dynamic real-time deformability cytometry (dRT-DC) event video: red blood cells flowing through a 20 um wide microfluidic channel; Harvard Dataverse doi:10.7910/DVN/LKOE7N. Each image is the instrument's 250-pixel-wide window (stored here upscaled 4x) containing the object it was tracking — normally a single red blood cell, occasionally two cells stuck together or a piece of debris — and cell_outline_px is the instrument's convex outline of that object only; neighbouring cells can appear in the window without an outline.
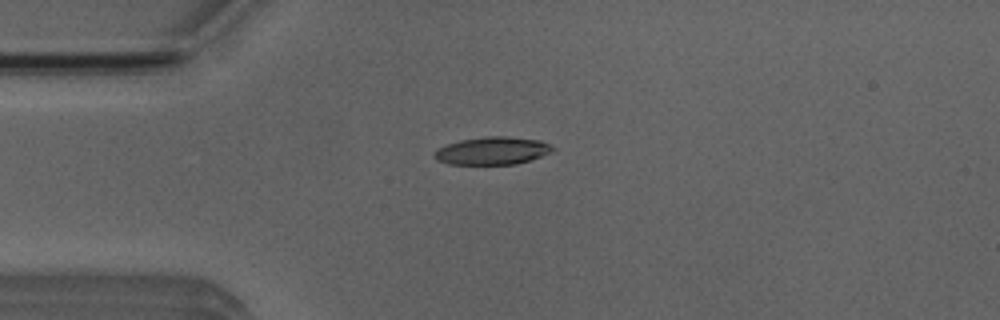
{"species": "Egyptian fruit bat (a non-hibernating species)", "species_latin": "Rousettus aegyptiacus", "temperature_condition": "room temperature", "stored_images_in_passage": 4, "camera_frame_rate_fps": 3000, "um_per_image_px": 0.085, "animal": {"sex": "male"}, "frame": {"image": 1, "passage_image": 1, "time_ms": 0.0, "image_size_px": [1000, 320], "cell_outline_px": [[556, 148], [552, 152], [516, 164], [448, 164], [436, 160], [432, 156], [432, 152], [448, 144], [460, 140], [488, 136], [508, 136], [540, 140]], "centroid_in_image_um": [41.83, 12.81], "position_along_channel_um": 43.2, "area_um2": 19.07}}